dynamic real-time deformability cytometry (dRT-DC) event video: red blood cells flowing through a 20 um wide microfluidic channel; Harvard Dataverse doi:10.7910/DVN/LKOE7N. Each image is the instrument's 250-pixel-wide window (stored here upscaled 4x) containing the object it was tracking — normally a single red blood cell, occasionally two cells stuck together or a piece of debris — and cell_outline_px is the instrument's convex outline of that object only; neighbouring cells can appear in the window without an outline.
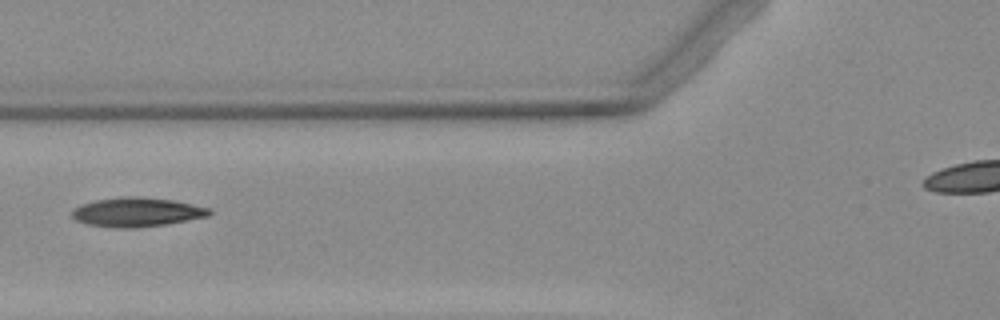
{"species": "Egyptian fruit bat (a non-hibernating species)", "species_latin": "Rousettus aegyptiacus", "temperature_condition": "warm", "stored_images_in_passage": 4, "camera_frame_rate_fps": 3000, "um_per_image_px": 0.085, "animal": {"sex": "female"}, "frame": {"image": 1, "passage_image": 3, "time_ms": 2.667, "image_size_px": [1000, 320], "cell_outline_px": [[212, 212], [208, 216], [164, 224], [132, 228], [116, 228], [88, 224], [76, 220], [72, 216], [72, 208], [80, 204], [96, 200], [124, 196], [140, 196], [172, 200], [212, 208]], "centroid_in_image_um": [11.61, 18.02], "position_along_channel_um": 114.2, "area_um2": 23.29}}
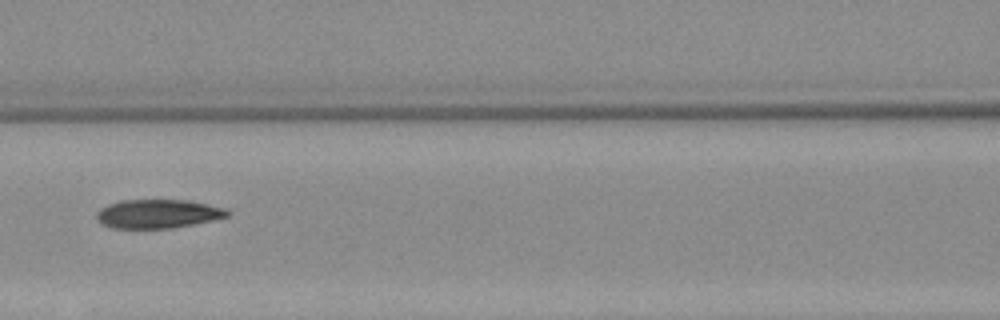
{"frame": {"image": 2, "passage_image": 4, "time_ms": 3.667, "image_size_px": [1000, 320], "cell_outline_px": [[232, 212], [228, 216], [212, 220], [172, 228], [112, 228], [100, 224], [96, 220], [96, 212], [100, 208], [108, 204], [120, 200], [188, 200], [224, 208]], "centroid_in_image_um": [13.37, 18.17], "position_along_channel_um": 153.2, "area_um2": 22.02}}